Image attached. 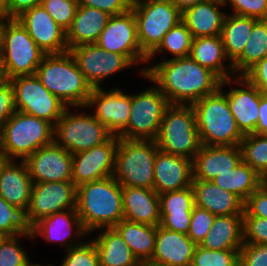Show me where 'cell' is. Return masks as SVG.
I'll return each mask as SVG.
<instances>
[{
	"label": "cell",
	"mask_w": 267,
	"mask_h": 266,
	"mask_svg": "<svg viewBox=\"0 0 267 266\" xmlns=\"http://www.w3.org/2000/svg\"><path fill=\"white\" fill-rule=\"evenodd\" d=\"M163 59L158 64L144 67L140 73L156 83L170 104L192 105L220 88L222 80L190 56Z\"/></svg>",
	"instance_id": "1"
},
{
	"label": "cell",
	"mask_w": 267,
	"mask_h": 266,
	"mask_svg": "<svg viewBox=\"0 0 267 266\" xmlns=\"http://www.w3.org/2000/svg\"><path fill=\"white\" fill-rule=\"evenodd\" d=\"M76 211L87 233L114 228L124 218L120 183L110 176L79 185Z\"/></svg>",
	"instance_id": "2"
},
{
	"label": "cell",
	"mask_w": 267,
	"mask_h": 266,
	"mask_svg": "<svg viewBox=\"0 0 267 266\" xmlns=\"http://www.w3.org/2000/svg\"><path fill=\"white\" fill-rule=\"evenodd\" d=\"M43 86L67 107L84 108L92 87L84 78L70 51L46 54L35 74Z\"/></svg>",
	"instance_id": "3"
},
{
	"label": "cell",
	"mask_w": 267,
	"mask_h": 266,
	"mask_svg": "<svg viewBox=\"0 0 267 266\" xmlns=\"http://www.w3.org/2000/svg\"><path fill=\"white\" fill-rule=\"evenodd\" d=\"M224 85L223 80L215 93L192 104L202 145L240 146L245 136L238 128L222 91Z\"/></svg>",
	"instance_id": "4"
},
{
	"label": "cell",
	"mask_w": 267,
	"mask_h": 266,
	"mask_svg": "<svg viewBox=\"0 0 267 266\" xmlns=\"http://www.w3.org/2000/svg\"><path fill=\"white\" fill-rule=\"evenodd\" d=\"M53 142L54 126L51 123L16 110L0 132V153L6 160H25Z\"/></svg>",
	"instance_id": "5"
},
{
	"label": "cell",
	"mask_w": 267,
	"mask_h": 266,
	"mask_svg": "<svg viewBox=\"0 0 267 266\" xmlns=\"http://www.w3.org/2000/svg\"><path fill=\"white\" fill-rule=\"evenodd\" d=\"M157 144L153 140L119 138L113 177L121 187L154 190V165Z\"/></svg>",
	"instance_id": "6"
},
{
	"label": "cell",
	"mask_w": 267,
	"mask_h": 266,
	"mask_svg": "<svg viewBox=\"0 0 267 266\" xmlns=\"http://www.w3.org/2000/svg\"><path fill=\"white\" fill-rule=\"evenodd\" d=\"M155 141L158 149L193 160L202 144L192 105L170 104Z\"/></svg>",
	"instance_id": "7"
},
{
	"label": "cell",
	"mask_w": 267,
	"mask_h": 266,
	"mask_svg": "<svg viewBox=\"0 0 267 266\" xmlns=\"http://www.w3.org/2000/svg\"><path fill=\"white\" fill-rule=\"evenodd\" d=\"M45 55L19 20L9 18L6 21L0 55V67L6 80L35 75Z\"/></svg>",
	"instance_id": "8"
},
{
	"label": "cell",
	"mask_w": 267,
	"mask_h": 266,
	"mask_svg": "<svg viewBox=\"0 0 267 266\" xmlns=\"http://www.w3.org/2000/svg\"><path fill=\"white\" fill-rule=\"evenodd\" d=\"M131 9L136 18L141 50L149 56L165 34L182 21V12L171 0H136Z\"/></svg>",
	"instance_id": "9"
},
{
	"label": "cell",
	"mask_w": 267,
	"mask_h": 266,
	"mask_svg": "<svg viewBox=\"0 0 267 266\" xmlns=\"http://www.w3.org/2000/svg\"><path fill=\"white\" fill-rule=\"evenodd\" d=\"M68 109L54 126V142L71 154L104 144L113 136L93 113L73 114Z\"/></svg>",
	"instance_id": "10"
},
{
	"label": "cell",
	"mask_w": 267,
	"mask_h": 266,
	"mask_svg": "<svg viewBox=\"0 0 267 266\" xmlns=\"http://www.w3.org/2000/svg\"><path fill=\"white\" fill-rule=\"evenodd\" d=\"M169 105L167 98L156 85L136 95L131 94L129 121L118 137L155 141Z\"/></svg>",
	"instance_id": "11"
},
{
	"label": "cell",
	"mask_w": 267,
	"mask_h": 266,
	"mask_svg": "<svg viewBox=\"0 0 267 266\" xmlns=\"http://www.w3.org/2000/svg\"><path fill=\"white\" fill-rule=\"evenodd\" d=\"M9 81L14 89L17 111L43 119L55 126L67 106L49 92L36 75L17 76Z\"/></svg>",
	"instance_id": "12"
},
{
	"label": "cell",
	"mask_w": 267,
	"mask_h": 266,
	"mask_svg": "<svg viewBox=\"0 0 267 266\" xmlns=\"http://www.w3.org/2000/svg\"><path fill=\"white\" fill-rule=\"evenodd\" d=\"M77 187L73 182L33 183L28 209L24 213L29 229L45 216L76 209Z\"/></svg>",
	"instance_id": "13"
},
{
	"label": "cell",
	"mask_w": 267,
	"mask_h": 266,
	"mask_svg": "<svg viewBox=\"0 0 267 266\" xmlns=\"http://www.w3.org/2000/svg\"><path fill=\"white\" fill-rule=\"evenodd\" d=\"M96 44L106 51L125 55L134 65L147 62L148 56L140 48L137 22L132 9L111 16Z\"/></svg>",
	"instance_id": "14"
},
{
	"label": "cell",
	"mask_w": 267,
	"mask_h": 266,
	"mask_svg": "<svg viewBox=\"0 0 267 266\" xmlns=\"http://www.w3.org/2000/svg\"><path fill=\"white\" fill-rule=\"evenodd\" d=\"M69 51L92 88H101L105 78L134 65L125 55L106 51L97 44L75 46Z\"/></svg>",
	"instance_id": "15"
},
{
	"label": "cell",
	"mask_w": 267,
	"mask_h": 266,
	"mask_svg": "<svg viewBox=\"0 0 267 266\" xmlns=\"http://www.w3.org/2000/svg\"><path fill=\"white\" fill-rule=\"evenodd\" d=\"M118 141L119 137L113 135L104 144L72 154V182L76 187L113 176Z\"/></svg>",
	"instance_id": "16"
},
{
	"label": "cell",
	"mask_w": 267,
	"mask_h": 266,
	"mask_svg": "<svg viewBox=\"0 0 267 266\" xmlns=\"http://www.w3.org/2000/svg\"><path fill=\"white\" fill-rule=\"evenodd\" d=\"M24 161L33 183L72 182V154L55 142L39 148Z\"/></svg>",
	"instance_id": "17"
},
{
	"label": "cell",
	"mask_w": 267,
	"mask_h": 266,
	"mask_svg": "<svg viewBox=\"0 0 267 266\" xmlns=\"http://www.w3.org/2000/svg\"><path fill=\"white\" fill-rule=\"evenodd\" d=\"M16 19L46 54H62L69 51L66 31L56 23L42 5L24 11Z\"/></svg>",
	"instance_id": "18"
},
{
	"label": "cell",
	"mask_w": 267,
	"mask_h": 266,
	"mask_svg": "<svg viewBox=\"0 0 267 266\" xmlns=\"http://www.w3.org/2000/svg\"><path fill=\"white\" fill-rule=\"evenodd\" d=\"M104 88H93L86 107H95L94 116L113 135L118 136L129 121L131 94H124L121 89L106 92Z\"/></svg>",
	"instance_id": "19"
},
{
	"label": "cell",
	"mask_w": 267,
	"mask_h": 266,
	"mask_svg": "<svg viewBox=\"0 0 267 266\" xmlns=\"http://www.w3.org/2000/svg\"><path fill=\"white\" fill-rule=\"evenodd\" d=\"M232 78L224 80V84L237 82L245 88H232L224 94L240 131L244 135L251 134L255 131L259 118L260 91L243 76Z\"/></svg>",
	"instance_id": "20"
},
{
	"label": "cell",
	"mask_w": 267,
	"mask_h": 266,
	"mask_svg": "<svg viewBox=\"0 0 267 266\" xmlns=\"http://www.w3.org/2000/svg\"><path fill=\"white\" fill-rule=\"evenodd\" d=\"M193 181V160L157 149L154 190L160 195L188 188Z\"/></svg>",
	"instance_id": "21"
},
{
	"label": "cell",
	"mask_w": 267,
	"mask_h": 266,
	"mask_svg": "<svg viewBox=\"0 0 267 266\" xmlns=\"http://www.w3.org/2000/svg\"><path fill=\"white\" fill-rule=\"evenodd\" d=\"M196 247L186 234L158 225L155 250L149 262L157 266H191Z\"/></svg>",
	"instance_id": "22"
},
{
	"label": "cell",
	"mask_w": 267,
	"mask_h": 266,
	"mask_svg": "<svg viewBox=\"0 0 267 266\" xmlns=\"http://www.w3.org/2000/svg\"><path fill=\"white\" fill-rule=\"evenodd\" d=\"M242 161L240 146L202 145L193 159V180L211 181Z\"/></svg>",
	"instance_id": "23"
},
{
	"label": "cell",
	"mask_w": 267,
	"mask_h": 266,
	"mask_svg": "<svg viewBox=\"0 0 267 266\" xmlns=\"http://www.w3.org/2000/svg\"><path fill=\"white\" fill-rule=\"evenodd\" d=\"M3 159L0 163V197L24 213L28 209L33 181L24 160Z\"/></svg>",
	"instance_id": "24"
},
{
	"label": "cell",
	"mask_w": 267,
	"mask_h": 266,
	"mask_svg": "<svg viewBox=\"0 0 267 266\" xmlns=\"http://www.w3.org/2000/svg\"><path fill=\"white\" fill-rule=\"evenodd\" d=\"M72 227H75V232H73L74 229ZM30 231L33 239L36 235H41L47 242L61 241L60 245L65 246L67 250L76 246L73 240L70 242L69 238L71 236L74 235L75 238L72 239H76V236L81 238L87 235L76 209H68L45 216L36 222L30 228ZM67 239L69 240L68 242Z\"/></svg>",
	"instance_id": "25"
},
{
	"label": "cell",
	"mask_w": 267,
	"mask_h": 266,
	"mask_svg": "<svg viewBox=\"0 0 267 266\" xmlns=\"http://www.w3.org/2000/svg\"><path fill=\"white\" fill-rule=\"evenodd\" d=\"M123 214L125 220L160 225V197L152 189L143 187H122Z\"/></svg>",
	"instance_id": "26"
},
{
	"label": "cell",
	"mask_w": 267,
	"mask_h": 266,
	"mask_svg": "<svg viewBox=\"0 0 267 266\" xmlns=\"http://www.w3.org/2000/svg\"><path fill=\"white\" fill-rule=\"evenodd\" d=\"M223 6V0H203L182 12V21L193 38L221 36L227 15L219 9Z\"/></svg>",
	"instance_id": "27"
},
{
	"label": "cell",
	"mask_w": 267,
	"mask_h": 266,
	"mask_svg": "<svg viewBox=\"0 0 267 266\" xmlns=\"http://www.w3.org/2000/svg\"><path fill=\"white\" fill-rule=\"evenodd\" d=\"M195 205L220 215H243L244 202L235 194L219 188L212 181L193 180Z\"/></svg>",
	"instance_id": "28"
},
{
	"label": "cell",
	"mask_w": 267,
	"mask_h": 266,
	"mask_svg": "<svg viewBox=\"0 0 267 266\" xmlns=\"http://www.w3.org/2000/svg\"><path fill=\"white\" fill-rule=\"evenodd\" d=\"M110 17L99 9L78 5L71 26L66 31L68 49L96 44Z\"/></svg>",
	"instance_id": "29"
},
{
	"label": "cell",
	"mask_w": 267,
	"mask_h": 266,
	"mask_svg": "<svg viewBox=\"0 0 267 266\" xmlns=\"http://www.w3.org/2000/svg\"><path fill=\"white\" fill-rule=\"evenodd\" d=\"M243 243V215H220L199 246L208 250H240Z\"/></svg>",
	"instance_id": "30"
},
{
	"label": "cell",
	"mask_w": 267,
	"mask_h": 266,
	"mask_svg": "<svg viewBox=\"0 0 267 266\" xmlns=\"http://www.w3.org/2000/svg\"><path fill=\"white\" fill-rule=\"evenodd\" d=\"M189 56L202 67L214 72L222 81L234 76L233 65L224 64L228 57L221 36L193 38Z\"/></svg>",
	"instance_id": "31"
},
{
	"label": "cell",
	"mask_w": 267,
	"mask_h": 266,
	"mask_svg": "<svg viewBox=\"0 0 267 266\" xmlns=\"http://www.w3.org/2000/svg\"><path fill=\"white\" fill-rule=\"evenodd\" d=\"M102 233L92 240L96 246L100 266H138L127 243L114 228H103Z\"/></svg>",
	"instance_id": "32"
},
{
	"label": "cell",
	"mask_w": 267,
	"mask_h": 266,
	"mask_svg": "<svg viewBox=\"0 0 267 266\" xmlns=\"http://www.w3.org/2000/svg\"><path fill=\"white\" fill-rule=\"evenodd\" d=\"M114 229L139 262H149L152 259L156 243V226L122 219Z\"/></svg>",
	"instance_id": "33"
},
{
	"label": "cell",
	"mask_w": 267,
	"mask_h": 266,
	"mask_svg": "<svg viewBox=\"0 0 267 266\" xmlns=\"http://www.w3.org/2000/svg\"><path fill=\"white\" fill-rule=\"evenodd\" d=\"M219 188L238 196L244 203L265 180L243 160L232 170L211 180Z\"/></svg>",
	"instance_id": "34"
},
{
	"label": "cell",
	"mask_w": 267,
	"mask_h": 266,
	"mask_svg": "<svg viewBox=\"0 0 267 266\" xmlns=\"http://www.w3.org/2000/svg\"><path fill=\"white\" fill-rule=\"evenodd\" d=\"M258 20L232 13L225 17L221 39L231 64L242 54L253 26Z\"/></svg>",
	"instance_id": "35"
},
{
	"label": "cell",
	"mask_w": 267,
	"mask_h": 266,
	"mask_svg": "<svg viewBox=\"0 0 267 266\" xmlns=\"http://www.w3.org/2000/svg\"><path fill=\"white\" fill-rule=\"evenodd\" d=\"M267 56V19H259L245 44L242 54L232 63L234 75L243 76Z\"/></svg>",
	"instance_id": "36"
},
{
	"label": "cell",
	"mask_w": 267,
	"mask_h": 266,
	"mask_svg": "<svg viewBox=\"0 0 267 266\" xmlns=\"http://www.w3.org/2000/svg\"><path fill=\"white\" fill-rule=\"evenodd\" d=\"M240 148L242 160L267 181V135L246 134Z\"/></svg>",
	"instance_id": "37"
},
{
	"label": "cell",
	"mask_w": 267,
	"mask_h": 266,
	"mask_svg": "<svg viewBox=\"0 0 267 266\" xmlns=\"http://www.w3.org/2000/svg\"><path fill=\"white\" fill-rule=\"evenodd\" d=\"M193 37L191 32L187 29L186 24L181 21L172 29H170L164 36L162 42L158 47L148 56L147 63L152 60L153 56L163 50L171 53L176 58L187 57L190 54Z\"/></svg>",
	"instance_id": "38"
},
{
	"label": "cell",
	"mask_w": 267,
	"mask_h": 266,
	"mask_svg": "<svg viewBox=\"0 0 267 266\" xmlns=\"http://www.w3.org/2000/svg\"><path fill=\"white\" fill-rule=\"evenodd\" d=\"M24 212L0 197V234L14 236L29 231Z\"/></svg>",
	"instance_id": "39"
},
{
	"label": "cell",
	"mask_w": 267,
	"mask_h": 266,
	"mask_svg": "<svg viewBox=\"0 0 267 266\" xmlns=\"http://www.w3.org/2000/svg\"><path fill=\"white\" fill-rule=\"evenodd\" d=\"M33 238L31 231L25 234L14 236H5L0 243V266H29L30 259L26 252L19 245V239L22 236Z\"/></svg>",
	"instance_id": "40"
},
{
	"label": "cell",
	"mask_w": 267,
	"mask_h": 266,
	"mask_svg": "<svg viewBox=\"0 0 267 266\" xmlns=\"http://www.w3.org/2000/svg\"><path fill=\"white\" fill-rule=\"evenodd\" d=\"M239 250H208L197 245L191 266H237Z\"/></svg>",
	"instance_id": "41"
},
{
	"label": "cell",
	"mask_w": 267,
	"mask_h": 266,
	"mask_svg": "<svg viewBox=\"0 0 267 266\" xmlns=\"http://www.w3.org/2000/svg\"><path fill=\"white\" fill-rule=\"evenodd\" d=\"M159 197L160 213L192 212L195 206L192 186L178 191L165 192Z\"/></svg>",
	"instance_id": "42"
},
{
	"label": "cell",
	"mask_w": 267,
	"mask_h": 266,
	"mask_svg": "<svg viewBox=\"0 0 267 266\" xmlns=\"http://www.w3.org/2000/svg\"><path fill=\"white\" fill-rule=\"evenodd\" d=\"M66 257L60 266H100L99 255L93 241L76 243L66 250Z\"/></svg>",
	"instance_id": "43"
},
{
	"label": "cell",
	"mask_w": 267,
	"mask_h": 266,
	"mask_svg": "<svg viewBox=\"0 0 267 266\" xmlns=\"http://www.w3.org/2000/svg\"><path fill=\"white\" fill-rule=\"evenodd\" d=\"M44 9L65 31L71 26L78 7L77 0H42Z\"/></svg>",
	"instance_id": "44"
},
{
	"label": "cell",
	"mask_w": 267,
	"mask_h": 266,
	"mask_svg": "<svg viewBox=\"0 0 267 266\" xmlns=\"http://www.w3.org/2000/svg\"><path fill=\"white\" fill-rule=\"evenodd\" d=\"M216 215L210 213L208 210L194 206L190 227L187 236L197 245L206 237Z\"/></svg>",
	"instance_id": "45"
},
{
	"label": "cell",
	"mask_w": 267,
	"mask_h": 266,
	"mask_svg": "<svg viewBox=\"0 0 267 266\" xmlns=\"http://www.w3.org/2000/svg\"><path fill=\"white\" fill-rule=\"evenodd\" d=\"M243 242L267 245V219L243 216Z\"/></svg>",
	"instance_id": "46"
},
{
	"label": "cell",
	"mask_w": 267,
	"mask_h": 266,
	"mask_svg": "<svg viewBox=\"0 0 267 266\" xmlns=\"http://www.w3.org/2000/svg\"><path fill=\"white\" fill-rule=\"evenodd\" d=\"M232 5L233 14L253 17L256 19H267V0H223Z\"/></svg>",
	"instance_id": "47"
},
{
	"label": "cell",
	"mask_w": 267,
	"mask_h": 266,
	"mask_svg": "<svg viewBox=\"0 0 267 266\" xmlns=\"http://www.w3.org/2000/svg\"><path fill=\"white\" fill-rule=\"evenodd\" d=\"M239 263L242 266H267V245L243 243Z\"/></svg>",
	"instance_id": "48"
},
{
	"label": "cell",
	"mask_w": 267,
	"mask_h": 266,
	"mask_svg": "<svg viewBox=\"0 0 267 266\" xmlns=\"http://www.w3.org/2000/svg\"><path fill=\"white\" fill-rule=\"evenodd\" d=\"M243 216L267 219V181L245 201Z\"/></svg>",
	"instance_id": "49"
},
{
	"label": "cell",
	"mask_w": 267,
	"mask_h": 266,
	"mask_svg": "<svg viewBox=\"0 0 267 266\" xmlns=\"http://www.w3.org/2000/svg\"><path fill=\"white\" fill-rule=\"evenodd\" d=\"M15 111L14 89L10 81L6 80L0 85V132Z\"/></svg>",
	"instance_id": "50"
},
{
	"label": "cell",
	"mask_w": 267,
	"mask_h": 266,
	"mask_svg": "<svg viewBox=\"0 0 267 266\" xmlns=\"http://www.w3.org/2000/svg\"><path fill=\"white\" fill-rule=\"evenodd\" d=\"M77 2L78 5L99 9L110 16L125 13L132 5L128 0H77Z\"/></svg>",
	"instance_id": "51"
},
{
	"label": "cell",
	"mask_w": 267,
	"mask_h": 266,
	"mask_svg": "<svg viewBox=\"0 0 267 266\" xmlns=\"http://www.w3.org/2000/svg\"><path fill=\"white\" fill-rule=\"evenodd\" d=\"M191 217L192 212L160 213V226L187 235Z\"/></svg>",
	"instance_id": "52"
},
{
	"label": "cell",
	"mask_w": 267,
	"mask_h": 266,
	"mask_svg": "<svg viewBox=\"0 0 267 266\" xmlns=\"http://www.w3.org/2000/svg\"><path fill=\"white\" fill-rule=\"evenodd\" d=\"M243 77L255 85L261 93L267 94V56L250 68Z\"/></svg>",
	"instance_id": "53"
},
{
	"label": "cell",
	"mask_w": 267,
	"mask_h": 266,
	"mask_svg": "<svg viewBox=\"0 0 267 266\" xmlns=\"http://www.w3.org/2000/svg\"><path fill=\"white\" fill-rule=\"evenodd\" d=\"M42 4V0H9L8 18H17L24 11Z\"/></svg>",
	"instance_id": "54"
},
{
	"label": "cell",
	"mask_w": 267,
	"mask_h": 266,
	"mask_svg": "<svg viewBox=\"0 0 267 266\" xmlns=\"http://www.w3.org/2000/svg\"><path fill=\"white\" fill-rule=\"evenodd\" d=\"M257 135H267V94L260 92L259 118L256 129L253 132Z\"/></svg>",
	"instance_id": "55"
},
{
	"label": "cell",
	"mask_w": 267,
	"mask_h": 266,
	"mask_svg": "<svg viewBox=\"0 0 267 266\" xmlns=\"http://www.w3.org/2000/svg\"><path fill=\"white\" fill-rule=\"evenodd\" d=\"M172 3L181 11L184 12L186 9L192 7L198 2L203 0H171Z\"/></svg>",
	"instance_id": "56"
},
{
	"label": "cell",
	"mask_w": 267,
	"mask_h": 266,
	"mask_svg": "<svg viewBox=\"0 0 267 266\" xmlns=\"http://www.w3.org/2000/svg\"><path fill=\"white\" fill-rule=\"evenodd\" d=\"M8 19L9 18H7L6 16L0 15V55L2 51L3 31L5 28L6 21Z\"/></svg>",
	"instance_id": "57"
},
{
	"label": "cell",
	"mask_w": 267,
	"mask_h": 266,
	"mask_svg": "<svg viewBox=\"0 0 267 266\" xmlns=\"http://www.w3.org/2000/svg\"><path fill=\"white\" fill-rule=\"evenodd\" d=\"M8 3L9 0H0V15L8 18Z\"/></svg>",
	"instance_id": "58"
},
{
	"label": "cell",
	"mask_w": 267,
	"mask_h": 266,
	"mask_svg": "<svg viewBox=\"0 0 267 266\" xmlns=\"http://www.w3.org/2000/svg\"><path fill=\"white\" fill-rule=\"evenodd\" d=\"M6 79H5V76H4V73H3V70L2 68L0 67V85L5 82Z\"/></svg>",
	"instance_id": "59"
},
{
	"label": "cell",
	"mask_w": 267,
	"mask_h": 266,
	"mask_svg": "<svg viewBox=\"0 0 267 266\" xmlns=\"http://www.w3.org/2000/svg\"><path fill=\"white\" fill-rule=\"evenodd\" d=\"M138 266H157V265H154L150 262H140Z\"/></svg>",
	"instance_id": "60"
},
{
	"label": "cell",
	"mask_w": 267,
	"mask_h": 266,
	"mask_svg": "<svg viewBox=\"0 0 267 266\" xmlns=\"http://www.w3.org/2000/svg\"><path fill=\"white\" fill-rule=\"evenodd\" d=\"M29 266H44V265H40V264H37V263H35V264H29ZM46 266H54V265H50V264H48V265H46Z\"/></svg>",
	"instance_id": "61"
},
{
	"label": "cell",
	"mask_w": 267,
	"mask_h": 266,
	"mask_svg": "<svg viewBox=\"0 0 267 266\" xmlns=\"http://www.w3.org/2000/svg\"><path fill=\"white\" fill-rule=\"evenodd\" d=\"M4 237H5L4 235L0 234V243H1V241H2V239H3Z\"/></svg>",
	"instance_id": "62"
},
{
	"label": "cell",
	"mask_w": 267,
	"mask_h": 266,
	"mask_svg": "<svg viewBox=\"0 0 267 266\" xmlns=\"http://www.w3.org/2000/svg\"><path fill=\"white\" fill-rule=\"evenodd\" d=\"M3 159H4V158H3L2 154L0 153V163H1V161H2Z\"/></svg>",
	"instance_id": "63"
},
{
	"label": "cell",
	"mask_w": 267,
	"mask_h": 266,
	"mask_svg": "<svg viewBox=\"0 0 267 266\" xmlns=\"http://www.w3.org/2000/svg\"><path fill=\"white\" fill-rule=\"evenodd\" d=\"M131 4H133L136 0H128Z\"/></svg>",
	"instance_id": "64"
}]
</instances>
